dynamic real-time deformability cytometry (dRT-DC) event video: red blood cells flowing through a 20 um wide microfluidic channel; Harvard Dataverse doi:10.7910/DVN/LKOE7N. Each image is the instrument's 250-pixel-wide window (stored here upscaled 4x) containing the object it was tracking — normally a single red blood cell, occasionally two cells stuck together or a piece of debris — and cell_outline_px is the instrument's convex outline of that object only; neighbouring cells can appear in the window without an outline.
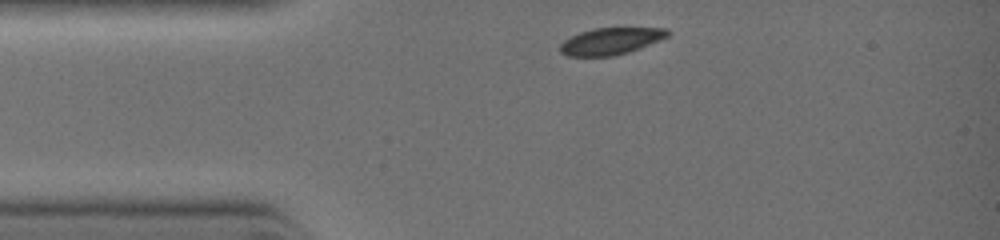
{"species": "common noctule bat (a hibernating species)", "species_latin": "Nyctalus noctula", "temperature_condition": "warm", "stored_images_in_passage": 4, "camera_frame_rate_fps": 3000, "um_per_image_px": 0.085, "animal": {"sex": "female", "body_mass_g": 19.0, "forearm_length_mm": 51.5}, "frame": {"image": 1, "passage_image": 1, "time_ms": 0.0, "image_size_px": [1000, 240], "cell_outline_px": [[672, 32], [668, 36], [660, 40], [628, 52], [612, 56], [568, 56], [560, 52], [560, 44], [564, 40], [580, 32], [592, 28], [668, 28]], "centroid_in_image_um": [51.93, 3.49], "position_along_channel_um": 33.1, "area_um2": 16.76}}
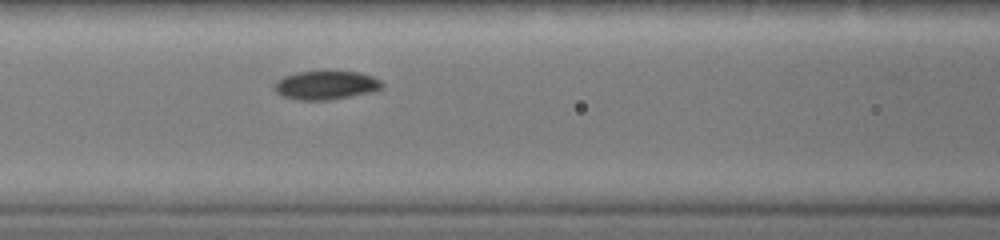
{"frame": {"image": 2, "passage_image": 4, "time_ms": 2.333, "image_size_px": [1000, 240], "cell_outline_px": [[384, 88], [376, 92], [328, 100], [296, 100], [280, 96], [272, 88], [272, 84], [276, 80], [284, 76], [296, 72], [360, 72], [372, 76], [380, 80], [384, 84]], "centroid_in_image_um": [27.69, 7.26], "position_along_channel_um": 138.9, "area_um2": 18.38}}